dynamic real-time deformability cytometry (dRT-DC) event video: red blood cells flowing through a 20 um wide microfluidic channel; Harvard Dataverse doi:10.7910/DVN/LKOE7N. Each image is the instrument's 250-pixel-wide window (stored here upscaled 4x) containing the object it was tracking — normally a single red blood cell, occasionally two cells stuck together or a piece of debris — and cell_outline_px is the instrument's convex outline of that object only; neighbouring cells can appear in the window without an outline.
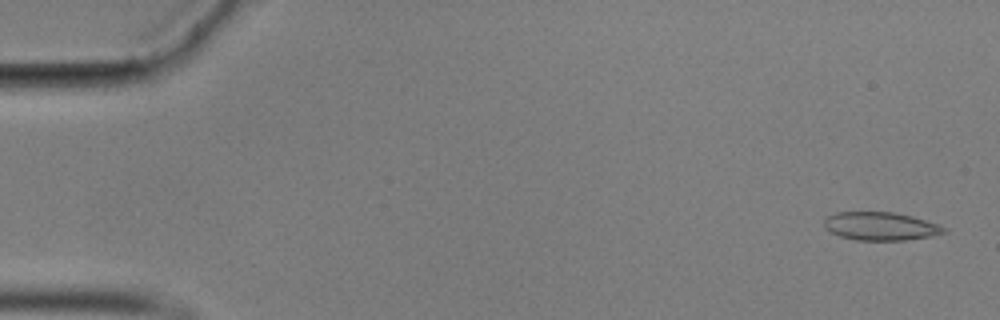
{"species": "common noctule bat (a hibernating species)", "species_latin": "Nyctalus noctula", "temperature_condition": "cold", "stored_images_in_passage": 8, "camera_frame_rate_fps": 3000, "um_per_image_px": 0.085, "animal": {"sex": "male", "body_mass_g": 17.9}, "frame": {"image": 1, "passage_image": 2, "time_ms": 0.333, "image_size_px": [1000, 320], "cell_outline_px": [[948, 232], [932, 236], [904, 240], [856, 240], [840, 236], [824, 228], [824, 220], [828, 216], [836, 212], [892, 212], [912, 216], [948, 228]], "centroid_in_image_um": [74.86, 19.23], "position_along_channel_um": 10.1, "area_um2": 19.65}}